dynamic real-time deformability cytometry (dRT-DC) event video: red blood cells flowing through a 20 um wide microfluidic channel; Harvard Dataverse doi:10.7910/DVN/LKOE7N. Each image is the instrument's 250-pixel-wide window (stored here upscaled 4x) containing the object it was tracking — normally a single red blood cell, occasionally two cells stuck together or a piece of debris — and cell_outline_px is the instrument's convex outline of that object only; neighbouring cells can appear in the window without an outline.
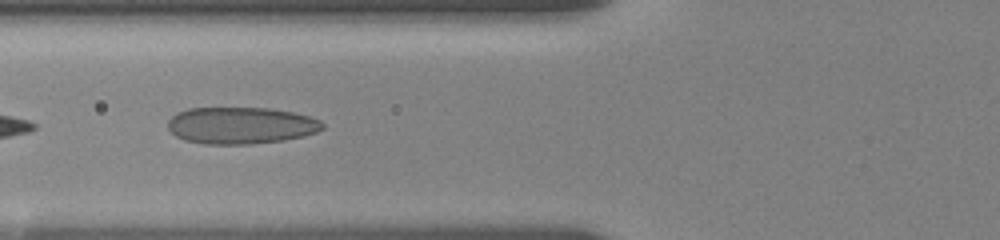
{"species": "human", "species_latin": "Homo sapiens", "temperature_condition": "room temperature", "stored_images_in_passage": 53, "camera_frame_rate_fps": 3000, "um_per_image_px": 0.085, "donor": {"sex": "female"}, "frame": {"image": 1, "passage_image": 8, "time_ms": 1.333, "image_size_px": [1000, 240], "cell_outline_px": [[324, 128], [316, 132], [304, 136], [284, 140], [252, 144], [204, 144], [184, 140], [176, 136], [168, 128], [168, 120], [176, 112], [188, 108], [268, 108], [292, 112], [308, 116], [320, 120], [324, 124]], "centroid_in_image_um": [20.46, 10.66], "position_along_channel_um": 105.3, "area_um2": 33.29}}
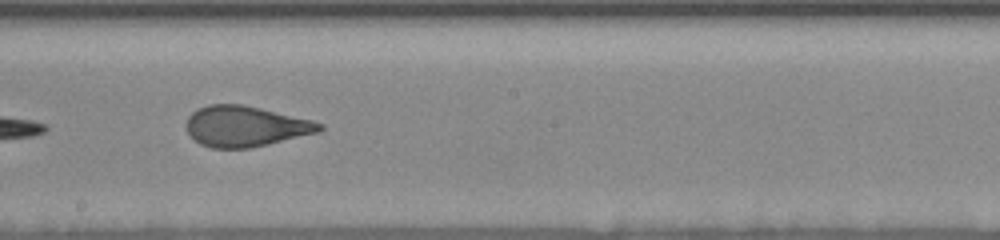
{"frame": {"image": 2, "passage_image": 27, "time_ms": 4.667, "image_size_px": [1000, 240], "cell_outline_px": [[324, 128], [320, 132], [252, 148], [212, 148], [200, 144], [188, 132], [188, 116], [196, 108], [208, 104], [244, 104], [312, 120], [324, 124]], "centroid_in_image_um": [20.9, 10.73], "position_along_channel_um": 227.3, "area_um2": 31.62}}
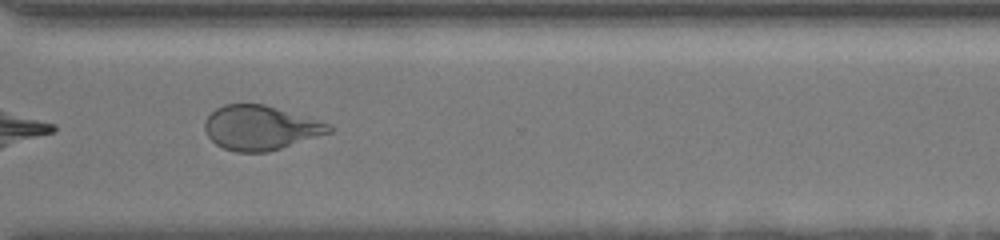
{"frame": {"image": 3, "passage_image": 41, "time_ms": 8.0, "image_size_px": [1000, 240], "cell_outline_px": [[332, 132], [268, 152], [236, 152], [224, 148], [216, 144], [208, 136], [204, 128], [204, 124], [208, 116], [216, 108], [224, 104], [264, 104], [332, 124]], "centroid_in_image_um": [22.14, 10.86], "position_along_channel_um": 348.5, "area_um2": 32.02}, "authors_computed_cell_mechanics": {"area_um2": 32.079, "velocity_mm_per_s": 3.6561, "shape_relaxation_time_tau1_ms": 6.5307, "shape_relaxation_time_tau2_ms": 1.0201, "deformation_change_tau1": 0.1928, "deformation_change_tau2": 0.0847}}